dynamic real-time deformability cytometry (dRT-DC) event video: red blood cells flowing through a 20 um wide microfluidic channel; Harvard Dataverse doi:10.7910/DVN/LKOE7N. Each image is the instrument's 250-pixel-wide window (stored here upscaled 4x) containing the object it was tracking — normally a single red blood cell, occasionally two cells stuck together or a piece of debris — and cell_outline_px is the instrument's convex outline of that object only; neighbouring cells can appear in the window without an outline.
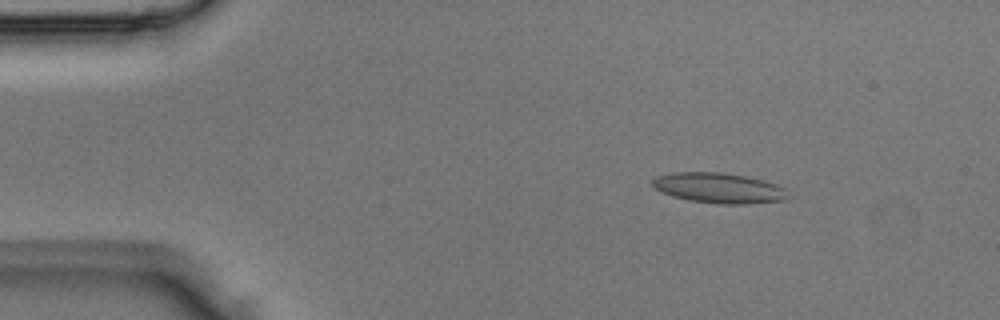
{"species": "Egyptian fruit bat (a non-hibernating species)", "species_latin": "Rousettus aegyptiacus", "temperature_condition": "room temperature", "stored_images_in_passage": 4, "camera_frame_rate_fps": 3000, "um_per_image_px": 0.085, "animal": {"sex": "male"}, "frame": {"image": 1, "passage_image": 1, "time_ms": 0.0, "image_size_px": [1000, 320], "cell_outline_px": [[792, 196], [788, 200], [744, 204], [720, 204], [688, 200], [672, 196], [652, 188], [652, 180], [656, 176], [672, 172], [720, 172], [744, 176], [764, 180], [776, 184], [784, 188]], "centroid_in_image_um": [61.12, 15.98], "position_along_channel_um": 23.9, "area_um2": 24.22}}
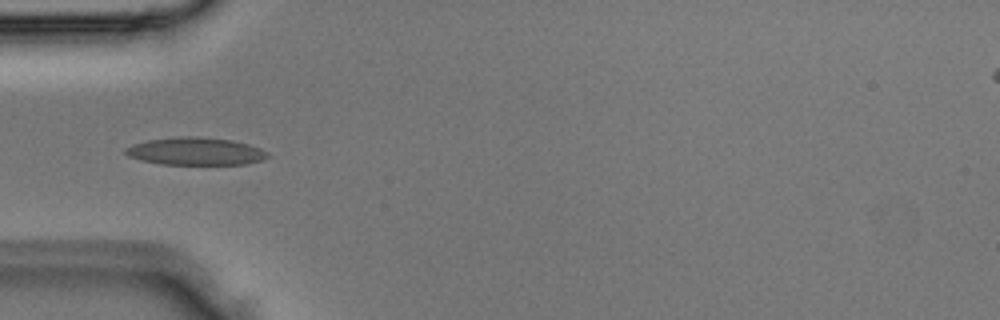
{"frame": {"image": 2, "passage_image": 3, "time_ms": 0.667, "image_size_px": [1000, 320], "cell_outline_px": [[268, 156], [260, 160], [244, 164], [160, 164], [140, 160], [128, 156], [124, 152], [124, 148], [132, 144], [148, 140], [176, 136], [196, 136], [232, 140], [248, 144], [260, 148], [268, 152]], "centroid_in_image_um": [16.57, 12.85], "position_along_channel_um": 68.4, "area_um2": 22.89}}
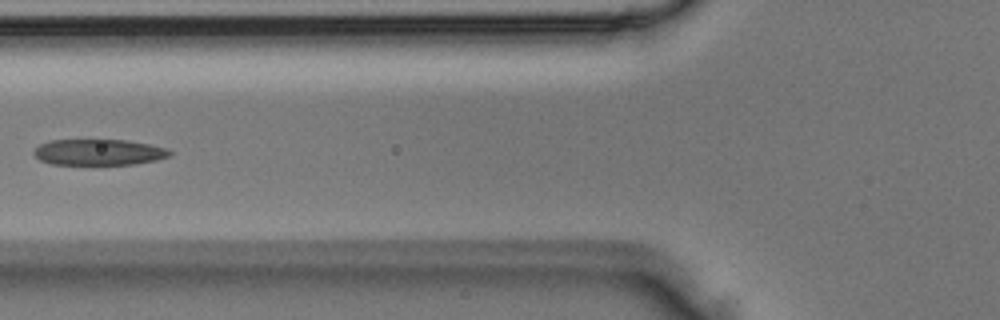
{"frame": {"image": 3, "passage_image": 4, "time_ms": 1.0, "image_size_px": [1000, 320], "cell_outline_px": [[172, 152], [168, 156], [156, 160], [136, 164], [52, 164], [40, 160], [32, 152], [40, 144], [48, 140], [128, 140], [168, 148]], "centroid_in_image_um": [8.39, 12.93], "position_along_channel_um": 117.4, "area_um2": 20.52}}